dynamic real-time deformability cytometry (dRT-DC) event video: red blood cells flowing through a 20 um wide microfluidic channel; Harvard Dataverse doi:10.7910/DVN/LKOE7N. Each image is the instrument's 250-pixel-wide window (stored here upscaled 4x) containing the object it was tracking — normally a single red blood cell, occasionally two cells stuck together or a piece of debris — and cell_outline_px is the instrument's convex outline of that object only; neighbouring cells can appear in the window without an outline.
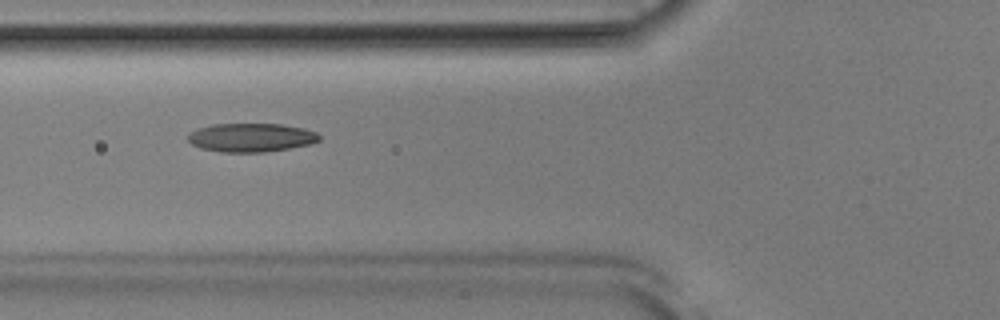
{"species": "Egyptian fruit bat (a non-hibernating species)", "species_latin": "Rousettus aegyptiacus", "temperature_condition": "room temperature", "stored_images_in_passage": 35, "camera_frame_rate_fps": 3000, "um_per_image_px": 0.085, "animal": {"sex": "male"}, "frame": {"image": 1, "passage_image": 6, "time_ms": 1.667, "image_size_px": [1000, 320], "cell_outline_px": [[320, 140], [308, 144], [292, 148], [264, 152], [220, 152], [200, 148], [192, 144], [188, 140], [188, 132], [196, 128], [212, 124], [280, 124], [304, 128], [316, 132], [320, 136]], "centroid_in_image_um": [21.31, 11.69], "position_along_channel_um": 104.5, "area_um2": 22.08}}
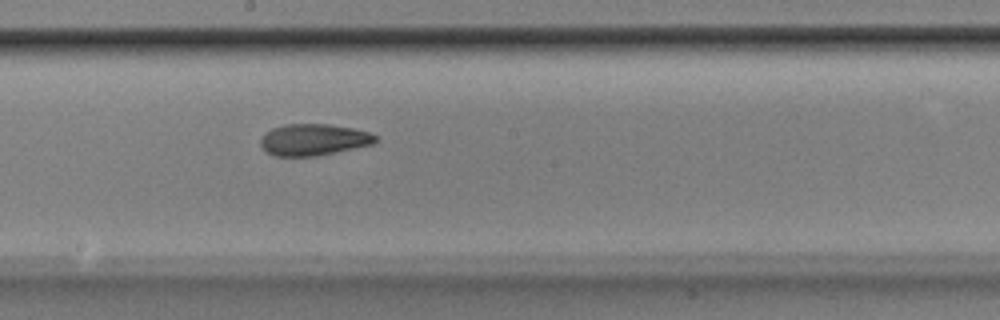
{"frame": {"image": 2, "passage_image": 15, "time_ms": 4.667, "image_size_px": [1000, 320], "cell_outline_px": [[376, 140], [372, 144], [316, 156], [276, 156], [264, 152], [260, 144], [260, 140], [272, 128], [284, 124], [328, 124], [352, 128], [368, 132], [376, 136]], "centroid_in_image_um": [26.61, 11.88], "position_along_channel_um": 221.6, "area_um2": 20.92}}
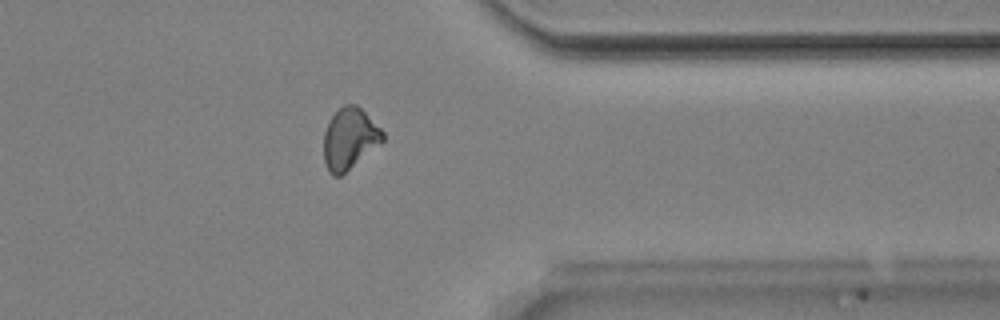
{"frame": {"image": 3, "passage_image": 28, "time_ms": 9.0, "image_size_px": [1000, 320], "cell_outline_px": [[384, 140], [340, 176], [332, 176], [328, 172], [324, 164], [324, 132], [332, 116], [344, 104], [356, 104], [384, 132]], "centroid_in_image_um": [29.69, 11.8], "position_along_channel_um": 381.7, "area_um2": 20.69}, "authors_computed_cell_mechanics": {"area_um2": 20.9814, "velocity_mm_per_s": 3.8972, "shape_relaxation_time_tau1_ms": 5.5895, "shape_relaxation_time_tau2_ms": 2.6037, "deformation_change_tau1": 0.1676, "deformation_change_tau2": 0.0775}}